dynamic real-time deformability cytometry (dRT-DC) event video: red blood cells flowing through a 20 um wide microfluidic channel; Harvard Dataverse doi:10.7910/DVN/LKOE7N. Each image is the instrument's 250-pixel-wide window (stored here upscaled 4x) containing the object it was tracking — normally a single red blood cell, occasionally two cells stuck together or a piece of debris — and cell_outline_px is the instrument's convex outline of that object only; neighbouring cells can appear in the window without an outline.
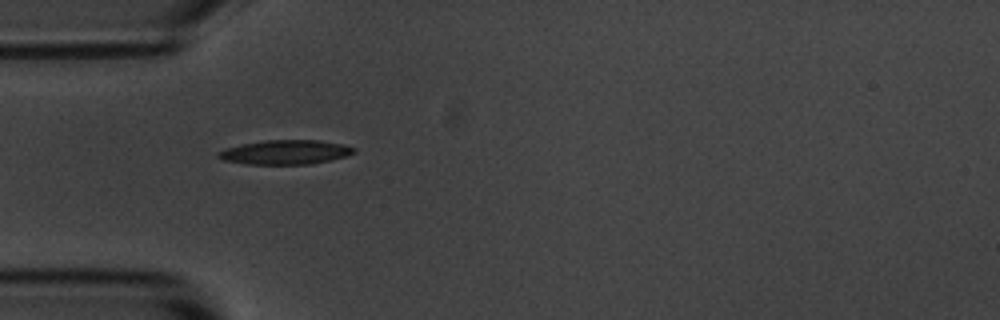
{"species": "common noctule bat (a hibernating species)", "species_latin": "Nyctalus noctula", "temperature_condition": "room temperature", "stored_images_in_passage": 6, "camera_frame_rate_fps": 3000, "um_per_image_px": 0.085, "animal": {"sex": "male", "body_mass_g": 20.1, "forearm_length_mm": 53.5}, "frame": {"image": 1, "passage_image": 5, "time_ms": 4.667, "image_size_px": [1000, 320], "cell_outline_px": [[356, 152], [348, 156], [332, 160], [312, 164], [248, 164], [224, 160], [216, 156], [216, 152], [224, 148], [240, 144], [268, 140], [316, 140], [344, 144], [356, 148]], "centroid_in_image_um": [24.27, 12.93], "position_along_channel_um": 60.7, "area_um2": 19.42}}